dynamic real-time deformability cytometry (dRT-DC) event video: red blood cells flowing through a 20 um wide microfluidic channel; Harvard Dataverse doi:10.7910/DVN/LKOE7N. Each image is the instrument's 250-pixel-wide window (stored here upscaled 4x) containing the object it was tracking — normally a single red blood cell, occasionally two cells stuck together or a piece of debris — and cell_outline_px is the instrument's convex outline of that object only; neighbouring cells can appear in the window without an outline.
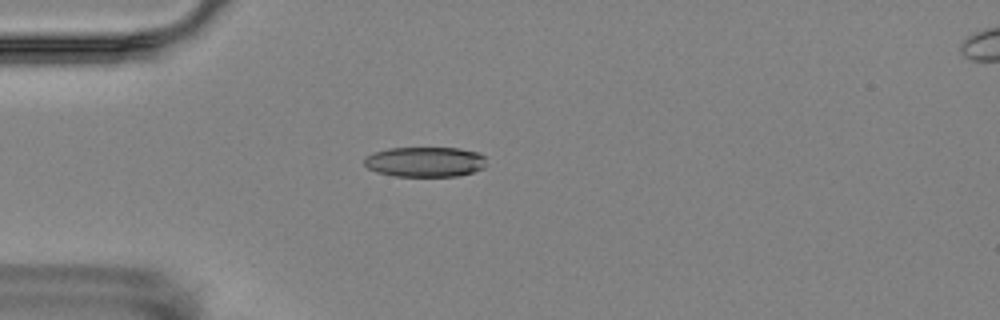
{"species": "Egyptian fruit bat (a non-hibernating species)", "species_latin": "Rousettus aegyptiacus", "temperature_condition": "room temperature", "stored_images_in_passage": 9, "camera_frame_rate_fps": 3000, "um_per_image_px": 0.085, "animal": {"sex": "female"}, "frame": {"image": 1, "passage_image": 3, "time_ms": 4.333, "image_size_px": [1000, 320], "cell_outline_px": [[484, 168], [460, 176], [392, 176], [376, 172], [368, 168], [364, 164], [364, 156], [388, 148], [460, 148], [480, 152], [484, 156]], "centroid_in_image_um": [36.12, 13.76], "position_along_channel_um": 48.9, "area_um2": 21.56}}
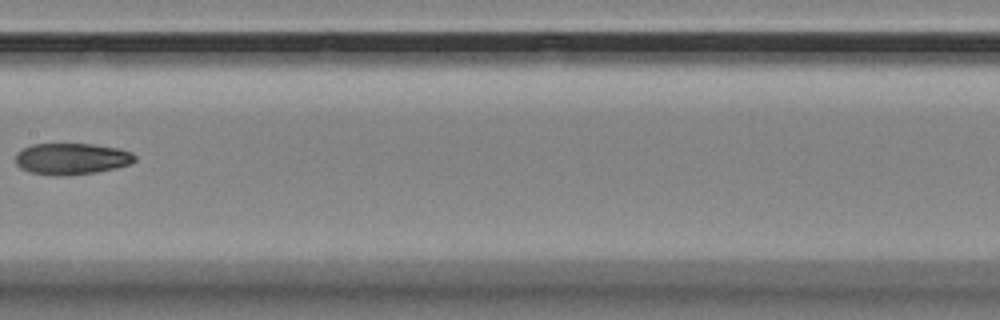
{"frame": {"image": 2, "passage_image": 7, "time_ms": 9.0, "image_size_px": [1000, 320], "cell_outline_px": [[136, 160], [132, 164], [116, 168], [96, 172], [64, 176], [52, 176], [32, 172], [20, 168], [16, 164], [16, 152], [32, 144], [92, 144], [120, 148], [132, 152], [136, 156]], "centroid_in_image_um": [6.12, 13.5], "position_along_channel_um": 201.3, "area_um2": 22.08}}
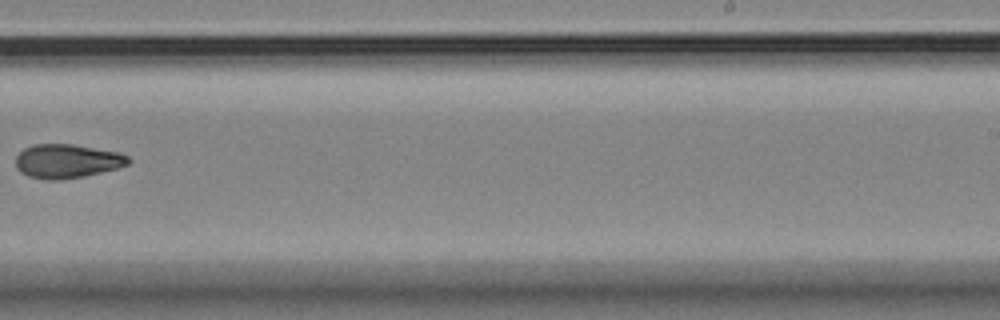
{"frame": {"image": 3, "passage_image": 9, "time_ms": 11.333, "image_size_px": [1000, 320], "cell_outline_px": [[132, 160], [128, 164], [120, 168], [84, 176], [60, 180], [48, 180], [28, 176], [20, 172], [16, 168], [16, 156], [24, 148], [32, 144], [72, 144], [120, 152], [128, 156]], "centroid_in_image_um": [5.71, 13.69], "position_along_channel_um": 283.3, "area_um2": 22.54}}